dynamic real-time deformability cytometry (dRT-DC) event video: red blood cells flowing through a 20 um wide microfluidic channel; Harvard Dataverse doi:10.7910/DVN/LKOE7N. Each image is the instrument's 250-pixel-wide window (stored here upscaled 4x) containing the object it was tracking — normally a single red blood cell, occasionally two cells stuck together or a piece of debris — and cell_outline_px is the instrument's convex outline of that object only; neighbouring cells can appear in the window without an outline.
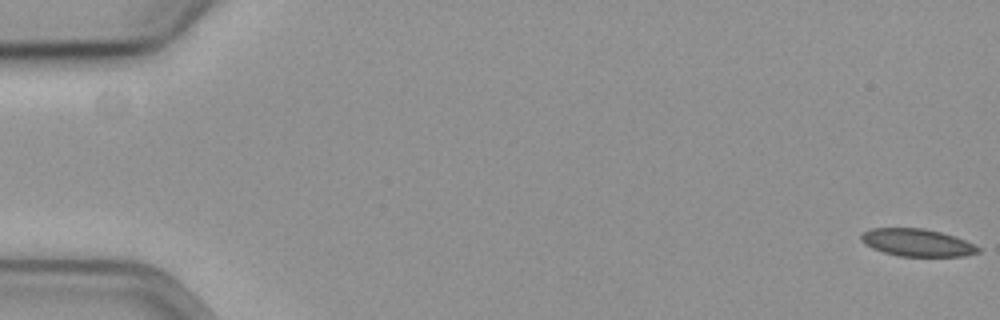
{"species": "common noctule bat (a hibernating species)", "species_latin": "Nyctalus noctula", "temperature_condition": "cold", "stored_images_in_passage": 47, "camera_frame_rate_fps": 3000, "um_per_image_px": 0.085, "animal": {"sex": "female", "body_mass_g": 19.3, "forearm_length_mm": 54.1}, "frame": {"image": 1, "passage_image": 1, "time_ms": 0.0, "image_size_px": [1000, 320], "cell_outline_px": [[980, 252], [964, 256], [900, 256], [884, 252], [872, 248], [864, 244], [860, 240], [860, 236], [864, 232], [872, 228], [924, 228], [956, 236], [980, 248]], "centroid_in_image_um": [77.94, 20.62], "position_along_channel_um": 7.1, "area_um2": 18.67}}
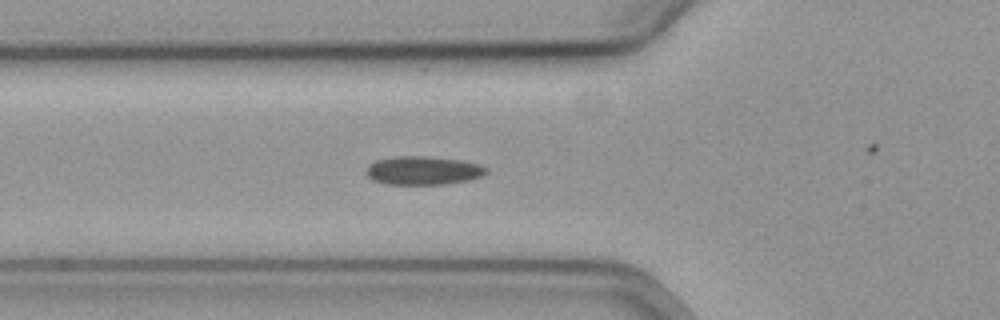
{"frame": {"image": 2, "passage_image": 22, "time_ms": 7.0, "image_size_px": [1000, 320], "cell_outline_px": [[488, 172], [484, 176], [468, 180], [448, 184], [384, 184], [372, 180], [364, 172], [368, 164], [376, 160], [392, 156], [428, 156], [460, 160], [480, 164], [488, 168]], "centroid_in_image_um": [35.96, 14.49], "position_along_channel_um": 89.8, "area_um2": 20.35}}
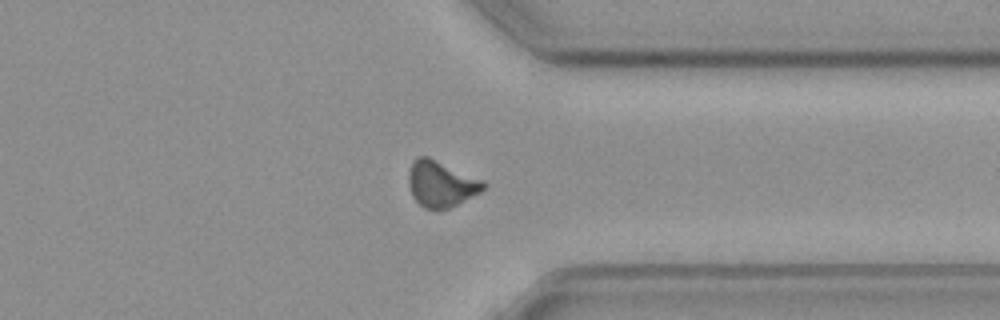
{"frame": {"image": 3, "passage_image": 46, "time_ms": 15.0, "image_size_px": [1000, 320], "cell_outline_px": [[488, 184], [480, 192], [448, 208], [424, 208], [412, 196], [408, 184], [408, 172], [412, 160], [416, 156], [428, 156], [484, 180]], "centroid_in_image_um": [37.47, 15.59], "position_along_channel_um": 373.9, "area_um2": 20.06}}